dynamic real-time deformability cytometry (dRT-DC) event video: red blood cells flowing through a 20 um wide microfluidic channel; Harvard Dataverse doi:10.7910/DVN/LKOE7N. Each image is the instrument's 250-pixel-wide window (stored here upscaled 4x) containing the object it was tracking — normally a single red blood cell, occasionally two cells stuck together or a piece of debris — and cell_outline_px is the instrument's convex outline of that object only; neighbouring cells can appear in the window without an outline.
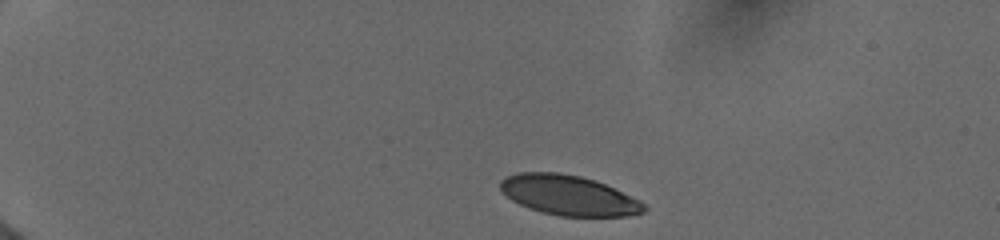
{"species": "human", "species_latin": "Homo sapiens", "temperature_condition": "cold", "stored_images_in_passage": 10, "camera_frame_rate_fps": 3000, "um_per_image_px": 0.085, "donor": {"sex": "female"}, "frame": {"image": 1, "passage_image": 1, "time_ms": 0.0, "image_size_px": [1000, 240], "cell_outline_px": [[648, 208], [644, 212], [628, 216], [560, 216], [528, 208], [512, 200], [500, 188], [500, 180], [504, 176], [516, 172], [560, 172], [580, 176], [596, 180], [640, 200]], "centroid_in_image_um": [48.34, 16.59], "position_along_channel_um": 36.7, "area_um2": 33.52}}